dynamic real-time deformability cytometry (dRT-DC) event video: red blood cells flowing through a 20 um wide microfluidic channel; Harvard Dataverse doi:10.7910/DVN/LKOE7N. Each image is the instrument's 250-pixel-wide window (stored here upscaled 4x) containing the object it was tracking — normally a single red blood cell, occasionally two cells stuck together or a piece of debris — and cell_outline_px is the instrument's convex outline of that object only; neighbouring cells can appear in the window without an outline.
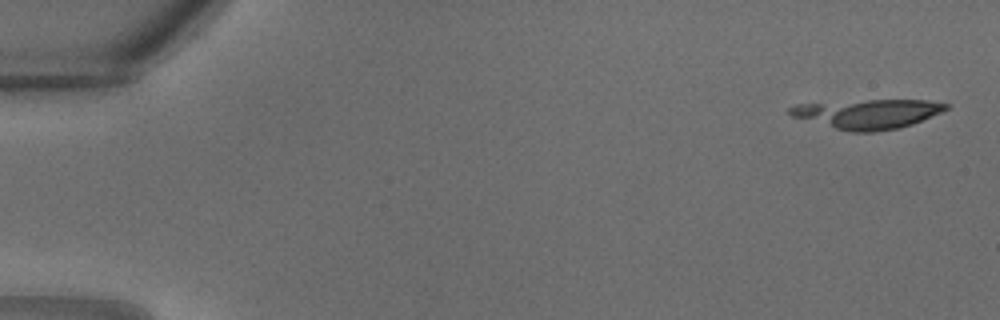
{"species": "common noctule bat (a hibernating species)", "species_latin": "Nyctalus noctula", "temperature_condition": "warm", "stored_images_in_passage": 12, "camera_frame_rate_fps": 3000, "um_per_image_px": 0.085, "animal": {"sex": "male", "body_mass_g": 18.8}, "frame": {"image": 1, "passage_image": 1, "time_ms": 0.0, "image_size_px": [1000, 320], "cell_outline_px": [[948, 108], [940, 112], [912, 124], [900, 128], [872, 132], [852, 132], [836, 128], [792, 116], [788, 112], [788, 108], [796, 104], [868, 100], [928, 100], [948, 104]], "centroid_in_image_um": [73.75, 9.67], "position_along_channel_um": 11.2, "area_um2": 26.36}}
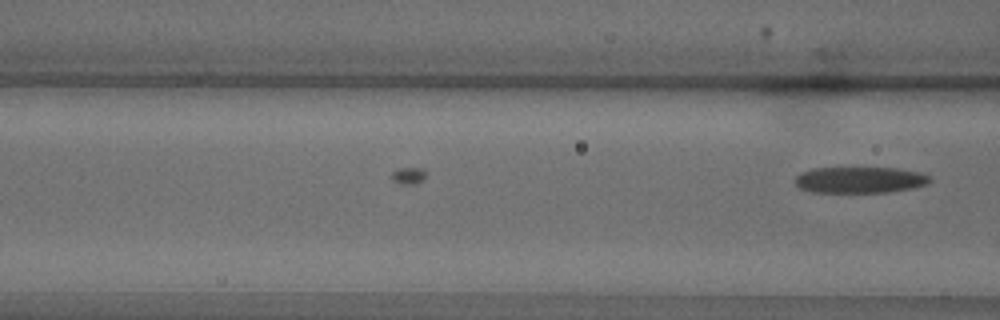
{"frame": {"image": 2, "passage_image": 12, "time_ms": 3.667, "image_size_px": [1000, 320], "cell_outline_px": [[932, 180], [928, 184], [912, 188], [888, 192], [812, 192], [800, 188], [792, 180], [800, 172], [812, 168], [896, 168], [920, 172], [932, 176]], "centroid_in_image_um": [73.09, 15.29], "position_along_channel_um": 93.5, "area_um2": 20.81}}